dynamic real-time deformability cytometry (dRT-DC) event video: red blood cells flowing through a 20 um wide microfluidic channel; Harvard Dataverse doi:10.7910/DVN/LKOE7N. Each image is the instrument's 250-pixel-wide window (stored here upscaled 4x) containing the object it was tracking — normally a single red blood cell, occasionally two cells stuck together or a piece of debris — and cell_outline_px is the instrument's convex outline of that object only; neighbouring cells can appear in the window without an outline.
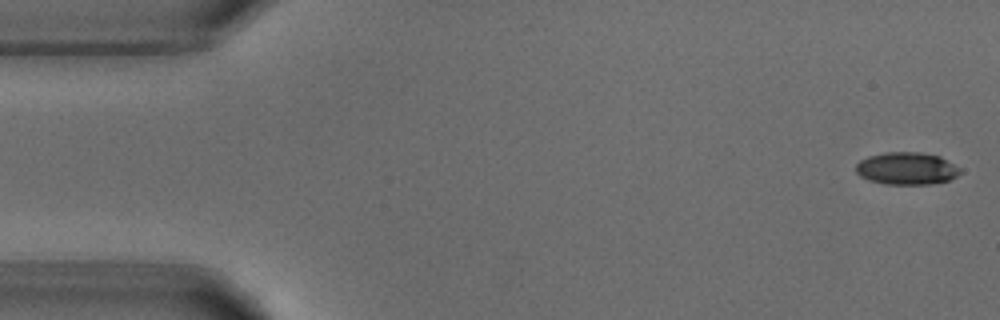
{"species": "common noctule bat (a hibernating species)", "species_latin": "Nyctalus noctula", "temperature_condition": "warm", "stored_images_in_passage": 6, "camera_frame_rate_fps": 3000, "um_per_image_px": 0.085, "animal": {"sex": "male", "body_mass_g": 18.8}, "frame": {"image": 1, "passage_image": 1, "time_ms": 0.0, "image_size_px": [1000, 320], "cell_outline_px": [[960, 172], [956, 176], [948, 180], [928, 184], [888, 184], [872, 180], [860, 176], [856, 172], [856, 164], [860, 160], [868, 156], [884, 152], [920, 152], [940, 156], [960, 168]], "centroid_in_image_um": [77.05, 14.3], "position_along_channel_um": 7.9, "area_um2": 19.48}}
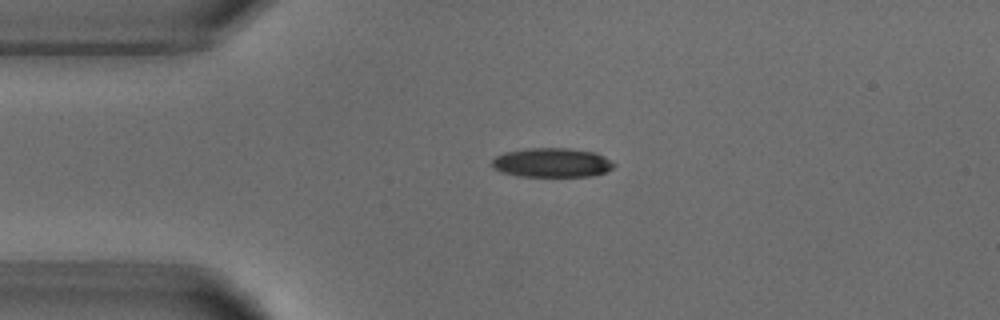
{"frame": {"image": 2, "passage_image": 3, "time_ms": 3.333, "image_size_px": [1000, 320], "cell_outline_px": [[616, 164], [608, 172], [592, 176], [516, 176], [500, 172], [492, 168], [492, 160], [496, 156], [504, 152], [528, 148], [568, 148], [596, 152], [604, 156]], "centroid_in_image_um": [46.91, 13.83], "position_along_channel_um": 38.1, "area_um2": 21.04}}
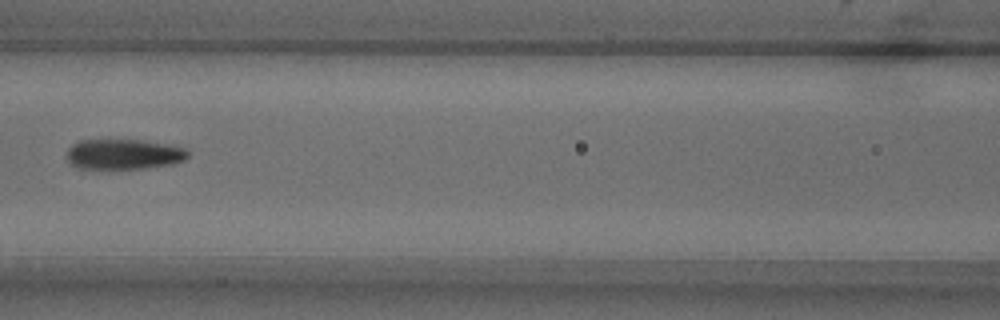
{"frame": {"image": 3, "passage_image": 6, "time_ms": 7.0, "image_size_px": [1000, 320], "cell_outline_px": [[188, 156], [184, 160], [172, 164], [144, 168], [76, 168], [68, 160], [68, 148], [72, 144], [80, 140], [140, 140], [168, 144], [184, 148], [188, 152]], "centroid_in_image_um": [10.52, 13.1], "position_along_channel_um": 156.1, "area_um2": 21.15}}